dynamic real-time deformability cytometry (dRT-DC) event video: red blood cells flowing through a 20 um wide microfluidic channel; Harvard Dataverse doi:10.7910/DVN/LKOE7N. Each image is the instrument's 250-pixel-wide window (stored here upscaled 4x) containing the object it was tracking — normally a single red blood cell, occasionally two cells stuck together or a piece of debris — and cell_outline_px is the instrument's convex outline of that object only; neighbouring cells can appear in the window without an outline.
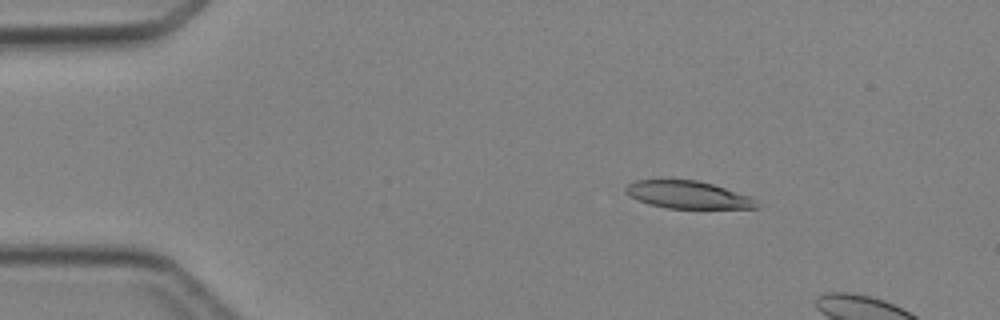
{"species": "Egyptian fruit bat (a non-hibernating species)", "species_latin": "Rousettus aegyptiacus", "temperature_condition": "cold", "stored_images_in_passage": 5, "camera_frame_rate_fps": 3000, "um_per_image_px": 0.085, "animal": {"sex": "female"}, "frame": {"image": 1, "passage_image": 1, "time_ms": 0.0, "image_size_px": [1000, 320], "cell_outline_px": [[760, 208], [668, 208], [648, 204], [636, 200], [624, 192], [624, 188], [628, 184], [636, 180], [696, 180], [712, 184], [752, 196]], "centroid_in_image_um": [58.45, 16.56], "position_along_channel_um": 26.6, "area_um2": 20.98}}